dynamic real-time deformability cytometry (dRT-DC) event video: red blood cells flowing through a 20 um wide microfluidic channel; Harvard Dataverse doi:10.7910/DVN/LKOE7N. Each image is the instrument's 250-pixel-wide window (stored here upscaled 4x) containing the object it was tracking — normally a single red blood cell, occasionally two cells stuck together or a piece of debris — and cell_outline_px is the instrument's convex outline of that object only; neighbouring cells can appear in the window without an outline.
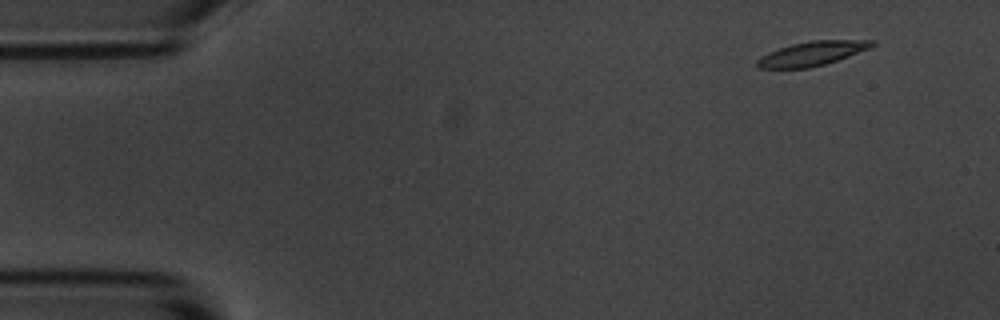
{"species": "common noctule bat (a hibernating species)", "species_latin": "Nyctalus noctula", "temperature_condition": "room temperature", "stored_images_in_passage": 4, "camera_frame_rate_fps": 3000, "um_per_image_px": 0.085, "animal": {"sex": "male", "body_mass_g": 20.1, "forearm_length_mm": 53.5}, "frame": {"image": 1, "passage_image": 1, "time_ms": 0.0, "image_size_px": [1000, 320], "cell_outline_px": [[876, 44], [872, 48], [824, 64], [808, 68], [756, 68], [756, 60], [768, 52], [792, 44], [812, 40], [876, 40]], "centroid_in_image_um": [69.05, 4.54], "position_along_channel_um": 16.0, "area_um2": 16.18}}
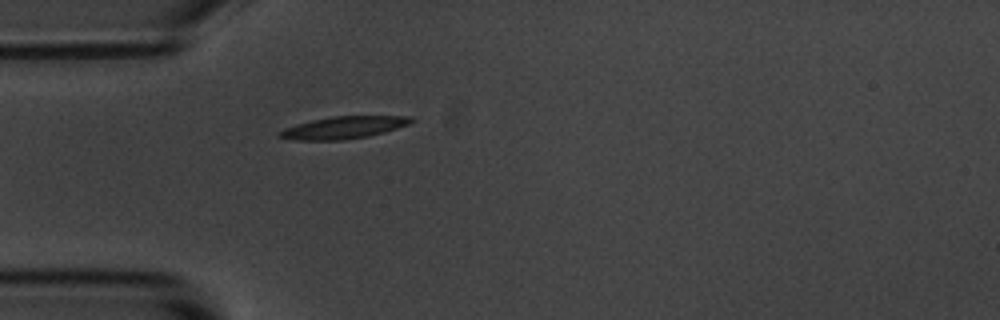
{"frame": {"image": 2, "passage_image": 4, "time_ms": 3.667, "image_size_px": [1000, 320], "cell_outline_px": [[416, 120], [408, 124], [384, 132], [368, 136], [340, 140], [296, 140], [276, 136], [276, 132], [284, 128], [296, 124], [312, 120], [332, 116], [408, 116]], "centroid_in_image_um": [29.15, 10.84], "position_along_channel_um": 55.8, "area_um2": 16.99}}